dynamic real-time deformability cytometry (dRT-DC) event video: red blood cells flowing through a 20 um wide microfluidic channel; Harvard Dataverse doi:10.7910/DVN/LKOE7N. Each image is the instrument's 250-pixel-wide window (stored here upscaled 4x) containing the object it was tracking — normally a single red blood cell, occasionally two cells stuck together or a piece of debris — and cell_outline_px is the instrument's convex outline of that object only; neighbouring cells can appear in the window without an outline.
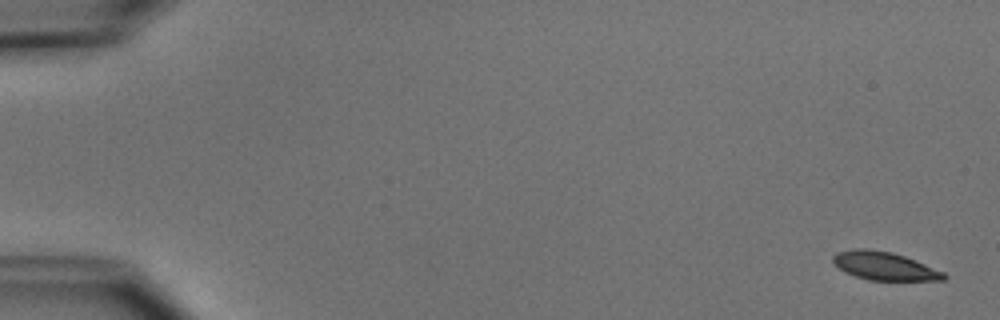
{"species": "common noctule bat (a hibernating species)", "species_latin": "Nyctalus noctula", "temperature_condition": "cold", "stored_images_in_passage": 4, "camera_frame_rate_fps": 3000, "um_per_image_px": 0.085, "animal": {"sex": "male", "body_mass_g": 15.6}, "frame": {"image": 1, "passage_image": 1, "time_ms": 0.0, "image_size_px": [1000, 320], "cell_outline_px": [[948, 276], [944, 280], [868, 280], [844, 272], [832, 260], [832, 256], [836, 252], [852, 248], [868, 248], [892, 252], [916, 260], [944, 272]], "centroid_in_image_um": [75.16, 22.59], "position_along_channel_um": 9.8, "area_um2": 18.32}}
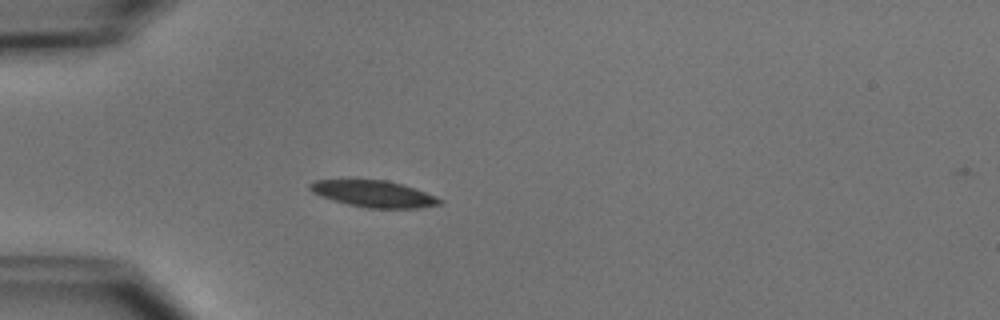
{"frame": {"image": 2, "passage_image": 4, "time_ms": 4.667, "image_size_px": [1000, 320], "cell_outline_px": [[444, 204], [420, 208], [368, 208], [348, 204], [320, 196], [312, 192], [308, 188], [308, 184], [316, 180], [388, 180], [436, 196], [444, 200]], "centroid_in_image_um": [31.79, 16.48], "position_along_channel_um": 53.2, "area_um2": 20.0}}